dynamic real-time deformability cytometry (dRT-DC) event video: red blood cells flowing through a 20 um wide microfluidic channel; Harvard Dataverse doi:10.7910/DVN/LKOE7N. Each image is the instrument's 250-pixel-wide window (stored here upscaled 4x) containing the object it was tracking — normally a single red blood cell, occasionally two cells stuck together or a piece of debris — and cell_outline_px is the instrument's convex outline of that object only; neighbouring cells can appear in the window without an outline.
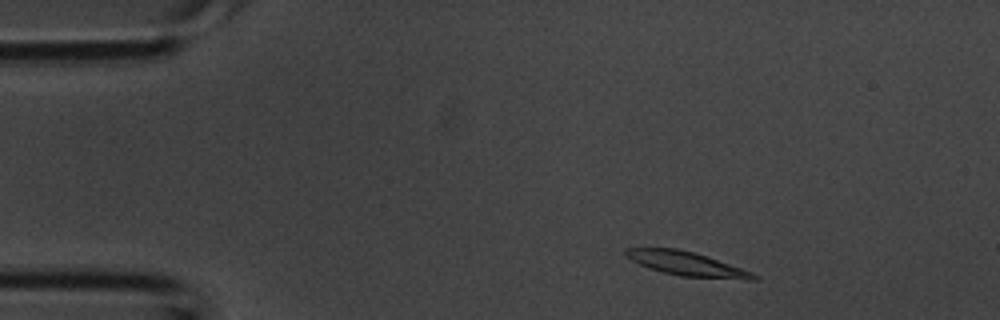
{"species": "common noctule bat (a hibernating species)", "species_latin": "Nyctalus noctula", "temperature_condition": "room temperature", "stored_images_in_passage": 3, "camera_frame_rate_fps": 3000, "um_per_image_px": 0.085, "animal": {"sex": "male", "body_mass_g": 20.1, "forearm_length_mm": 53.5}, "frame": {"image": 1, "passage_image": 3, "time_ms": 0.667, "image_size_px": [1000, 320], "cell_outline_px": [[760, 276], [756, 280], [748, 280], [680, 276], [648, 268], [624, 256], [624, 248], [676, 248], [708, 256], [752, 272]], "centroid_in_image_um": [58.38, 22.42], "position_along_channel_um": 26.6, "area_um2": 17.92}}